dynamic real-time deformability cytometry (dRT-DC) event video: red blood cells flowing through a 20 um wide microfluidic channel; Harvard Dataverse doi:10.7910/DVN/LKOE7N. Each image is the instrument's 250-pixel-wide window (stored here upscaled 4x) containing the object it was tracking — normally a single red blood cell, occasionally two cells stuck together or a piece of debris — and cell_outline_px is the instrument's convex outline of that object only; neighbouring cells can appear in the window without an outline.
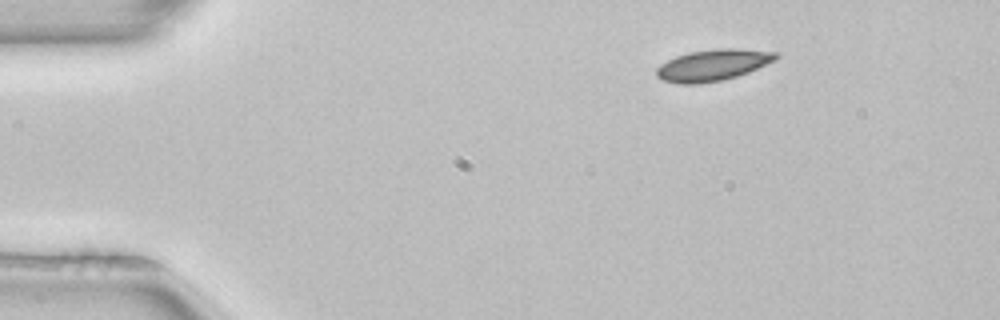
{"species": "common noctule bat (a hibernating species)", "species_latin": "Nyctalus noctula", "temperature_condition": "room temperature", "stored_images_in_passage": 45, "camera_frame_rate_fps": 3000, "um_per_image_px": 0.085, "animal": {"sex": "female", "body_mass_g": 22.7, "forearm_length_mm": 54.2}, "frame": {"image": 1, "passage_image": 1, "time_ms": 0.0, "image_size_px": [1000, 320], "cell_outline_px": [[780, 56], [776, 60], [748, 72], [736, 76], [720, 80], [700, 84], [676, 84], [664, 80], [656, 76], [656, 68], [660, 64], [676, 56], [688, 52], [716, 48], [736, 48], [776, 52]], "centroid_in_image_um": [60.58, 5.52], "position_along_channel_um": 24.4, "area_um2": 21.91}}
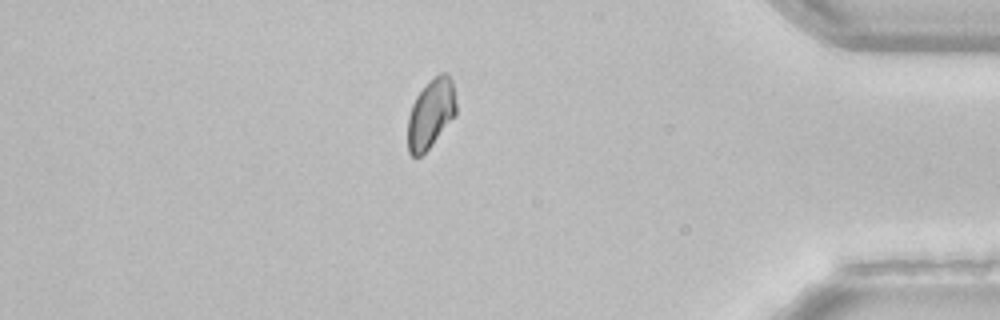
{"frame": {"image": 2, "passage_image": 38, "time_ms": 12.333, "image_size_px": [1000, 320], "cell_outline_px": [[456, 116], [428, 148], [420, 156], [412, 156], [408, 152], [408, 116], [412, 104], [416, 96], [440, 72], [444, 72], [452, 80], [456, 104]], "centroid_in_image_um": [36.62, 9.68], "position_along_channel_um": 398.6, "area_um2": 19.19}}
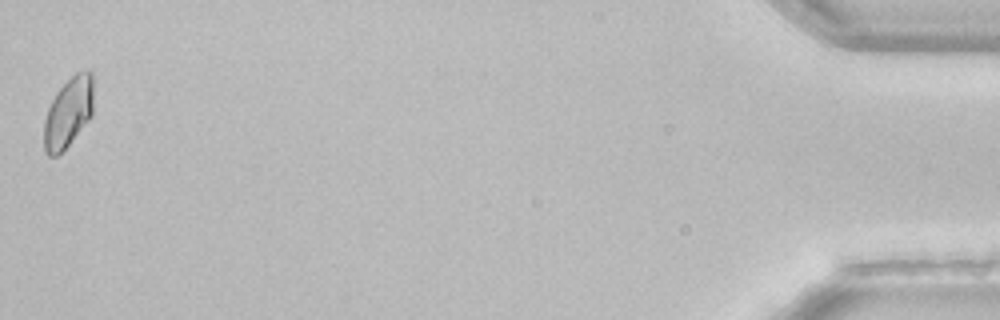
{"frame": {"image": 3, "passage_image": 45, "time_ms": 14.667, "image_size_px": [1000, 320], "cell_outline_px": [[92, 116], [68, 144], [56, 156], [48, 156], [44, 152], [44, 120], [48, 108], [56, 92], [76, 72], [88, 68], [92, 72]], "centroid_in_image_um": [5.8, 9.54], "position_along_channel_um": 429.4, "area_um2": 20.0}, "authors_computed_cell_mechanics": {"area_um2": 21.0392, "velocity_mm_per_s": 3.9488, "shape_relaxation_time_tau1_ms": 3.2539, "shape_relaxation_time_tau2_ms": null, "deformation_change_tau1": 0.0723, "deformation_change_tau2": null}}